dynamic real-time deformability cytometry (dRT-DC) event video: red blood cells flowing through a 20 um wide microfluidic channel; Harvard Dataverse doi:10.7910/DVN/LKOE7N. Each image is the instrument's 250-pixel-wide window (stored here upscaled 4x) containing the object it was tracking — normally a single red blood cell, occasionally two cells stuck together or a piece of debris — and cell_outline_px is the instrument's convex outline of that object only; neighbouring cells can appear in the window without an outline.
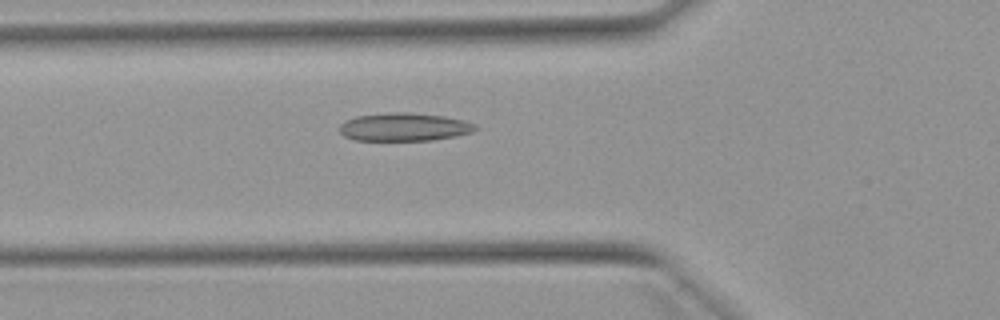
{"species": "Egyptian fruit bat (a non-hibernating species)", "species_latin": "Rousettus aegyptiacus", "temperature_condition": "warm", "stored_images_in_passage": 32, "camera_frame_rate_fps": 3000, "um_per_image_px": 0.085, "animal": {"sex": "female"}, "frame": {"image": 1, "passage_image": 7, "time_ms": 2.0, "image_size_px": [1000, 320], "cell_outline_px": [[476, 128], [472, 132], [456, 136], [432, 140], [356, 140], [344, 136], [340, 132], [340, 124], [356, 116], [388, 112], [408, 112], [444, 116], [464, 120], [476, 124]], "centroid_in_image_um": [34.37, 10.79], "position_along_channel_um": 91.4, "area_um2": 22.2}}
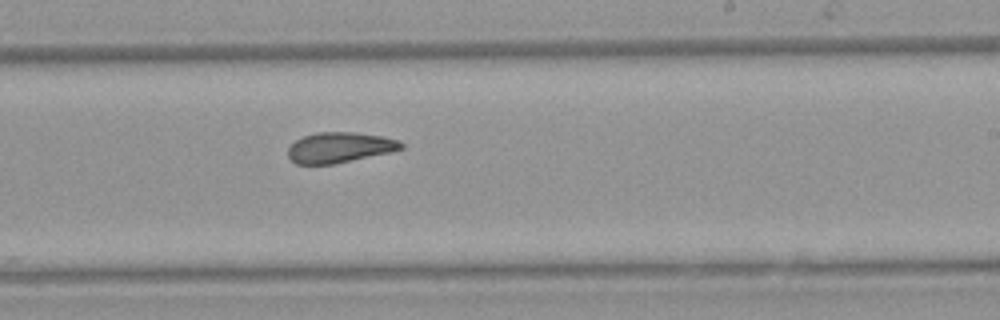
{"frame": {"image": 2, "passage_image": 20, "time_ms": 6.333, "image_size_px": [1000, 320], "cell_outline_px": [[404, 148], [392, 152], [332, 164], [296, 164], [288, 156], [288, 148], [296, 140], [304, 136], [316, 132], [356, 132], [380, 136], [400, 140], [404, 144]], "centroid_in_image_um": [28.89, 12.53], "position_along_channel_um": 260.1, "area_um2": 20.06}}
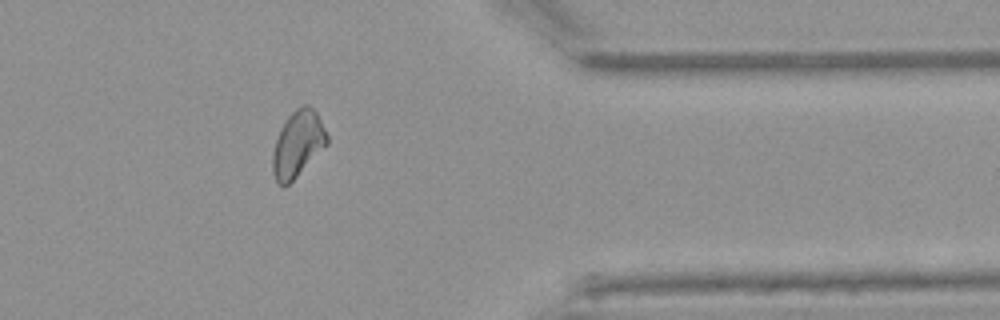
{"frame": {"image": 3, "passage_image": 31, "time_ms": 10.0, "image_size_px": [1000, 320], "cell_outline_px": [[328, 144], [284, 188], [276, 180], [272, 172], [272, 156], [276, 140], [280, 128], [288, 116], [296, 108], [304, 104], [308, 104], [316, 112], [328, 136]], "centroid_in_image_um": [25.3, 12.22], "position_along_channel_um": 386.1, "area_um2": 20.69}, "authors_computed_cell_mechanics": {"area_um2": 20.5479, "velocity_mm_per_s": 3.9026, "shape_relaxation_time_tau1_ms": null, "shape_relaxation_time_tau2_ms": 2.8411, "deformation_change_tau1": null, "deformation_change_tau2": 0.0891}}